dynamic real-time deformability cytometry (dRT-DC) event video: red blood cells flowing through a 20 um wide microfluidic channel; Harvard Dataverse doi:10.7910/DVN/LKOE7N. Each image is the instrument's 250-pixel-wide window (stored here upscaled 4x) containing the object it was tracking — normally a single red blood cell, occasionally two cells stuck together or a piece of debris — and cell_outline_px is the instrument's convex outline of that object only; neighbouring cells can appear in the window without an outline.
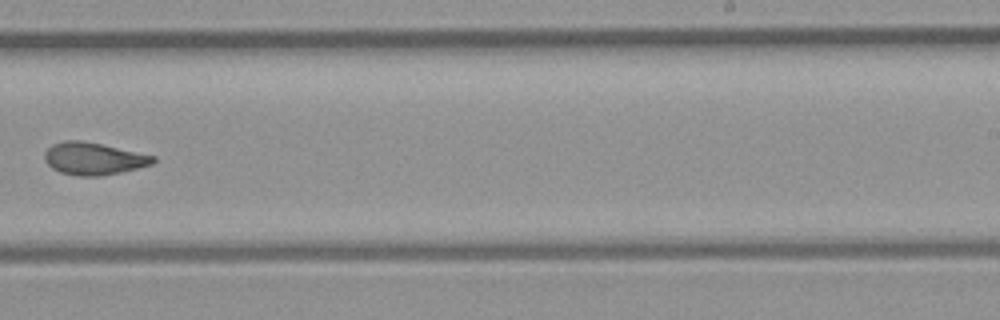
{"species": "common noctule bat (a hibernating species)", "species_latin": "Nyctalus noctula", "temperature_condition": "room temperature", "stored_images_in_passage": 10, "camera_frame_rate_fps": 3000, "um_per_image_px": 0.085, "animal": {"sex": "female", "body_mass_g": 21.9}, "frame": {"image": 1, "passage_image": 9, "time_ms": 10.0, "image_size_px": [1000, 320], "cell_outline_px": [[156, 160], [152, 164], [120, 172], [100, 176], [76, 176], [60, 172], [52, 168], [44, 160], [44, 152], [52, 144], [64, 140], [80, 140], [100, 144], [156, 156]], "centroid_in_image_um": [7.92, 13.48], "position_along_channel_um": 281.1, "area_um2": 20.35}}
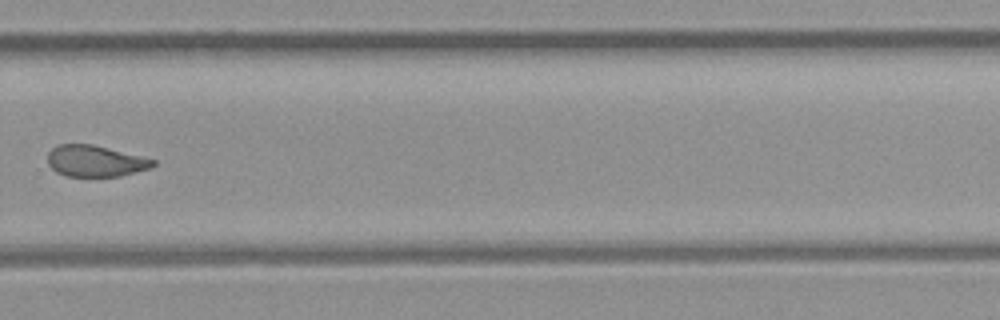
{"frame": {"image": 2, "passage_image": 10, "time_ms": 11.0, "image_size_px": [1000, 320], "cell_outline_px": [[156, 164], [148, 168], [136, 172], [120, 176], [68, 176], [56, 172], [48, 164], [48, 152], [56, 144], [92, 144], [156, 160]], "centroid_in_image_um": [8.07, 13.68], "position_along_channel_um": 321.7, "area_um2": 19.07}}